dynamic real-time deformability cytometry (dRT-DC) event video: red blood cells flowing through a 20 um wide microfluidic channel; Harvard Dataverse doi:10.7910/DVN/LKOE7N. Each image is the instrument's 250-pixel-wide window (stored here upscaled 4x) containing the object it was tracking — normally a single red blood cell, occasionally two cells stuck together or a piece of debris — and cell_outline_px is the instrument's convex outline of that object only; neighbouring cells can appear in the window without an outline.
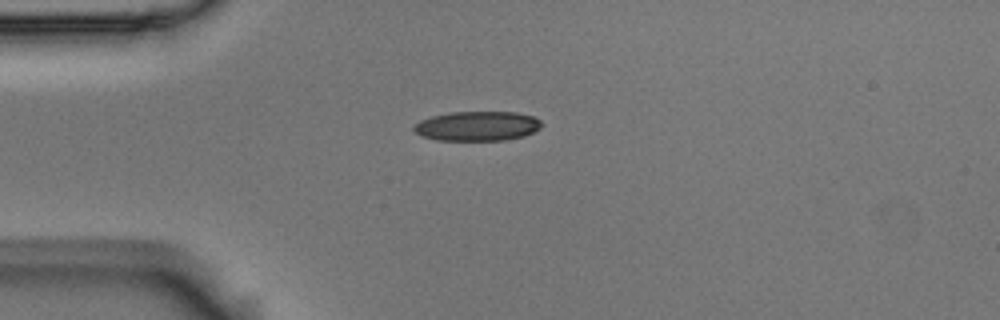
{"species": "Egyptian fruit bat (a non-hibernating species)", "species_latin": "Rousettus aegyptiacus", "temperature_condition": "room temperature", "stored_images_in_passage": 42, "camera_frame_rate_fps": 3000, "um_per_image_px": 0.085, "animal": {"sex": "male"}, "frame": {"image": 1, "passage_image": 1, "time_ms": 0.0, "image_size_px": [1000, 320], "cell_outline_px": [[540, 128], [524, 136], [504, 140], [436, 140], [424, 136], [416, 132], [412, 128], [420, 120], [432, 116], [452, 112], [516, 112], [532, 116], [540, 120]], "centroid_in_image_um": [40.57, 10.71], "position_along_channel_um": 44.4, "area_um2": 21.79}}
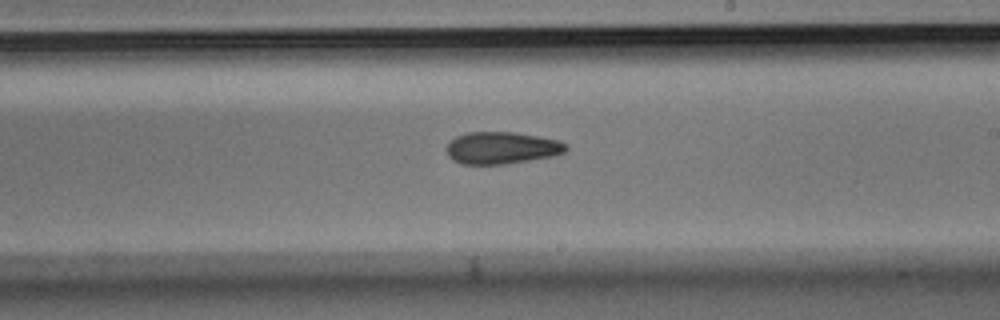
{"frame": {"image": 2, "passage_image": 19, "time_ms": 6.0, "image_size_px": [1000, 320], "cell_outline_px": [[568, 148], [564, 152], [552, 156], [504, 164], [460, 164], [452, 160], [448, 156], [448, 144], [456, 136], [468, 132], [516, 132], [560, 140], [568, 144]], "centroid_in_image_um": [42.66, 12.56], "position_along_channel_um": 246.3, "area_um2": 22.31}}
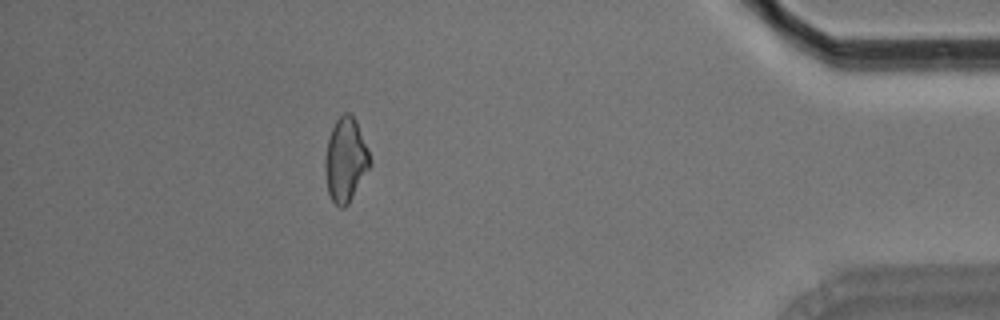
{"frame": {"image": 3, "passage_image": 36, "time_ms": 11.667, "image_size_px": [1000, 320], "cell_outline_px": [[372, 164], [348, 204], [344, 208], [340, 208], [332, 200], [328, 192], [324, 172], [324, 160], [328, 136], [336, 120], [344, 112], [348, 112], [356, 120], [368, 148]], "centroid_in_image_um": [29.37, 13.59], "position_along_channel_um": 405.8, "area_um2": 22.14}, "authors_computed_cell_mechanics": {"area_um2": 22.3108, "velocity_mm_per_s": 3.6577, "shape_relaxation_time_tau1_ms": null, "shape_relaxation_time_tau2_ms": 10.0652, "deformation_change_tau1": null, "deformation_change_tau2": 0.2068}}